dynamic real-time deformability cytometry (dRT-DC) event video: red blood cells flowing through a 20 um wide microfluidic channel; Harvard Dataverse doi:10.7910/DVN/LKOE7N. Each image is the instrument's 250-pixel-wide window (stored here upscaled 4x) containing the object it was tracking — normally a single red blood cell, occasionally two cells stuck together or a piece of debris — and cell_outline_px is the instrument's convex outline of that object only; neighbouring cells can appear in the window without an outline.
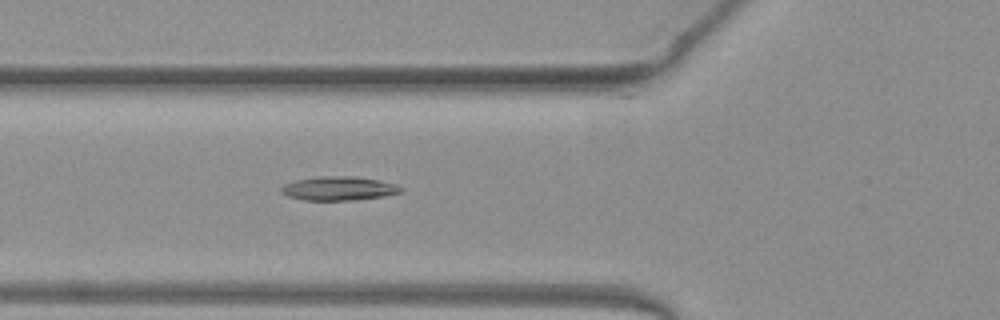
{"species": "common noctule bat (a hibernating species)", "species_latin": "Nyctalus noctula", "temperature_condition": "warm", "stored_images_in_passage": 37, "camera_frame_rate_fps": 3000, "um_per_image_px": 0.085, "animal": {"sex": "female", "body_mass_g": 19.3, "forearm_length_mm": 54.1}, "frame": {"image": 1, "passage_image": 5, "time_ms": 1.333, "image_size_px": [1000, 320], "cell_outline_px": [[404, 188], [400, 192], [384, 196], [352, 200], [304, 200], [288, 196], [280, 192], [280, 188], [284, 184], [296, 180], [320, 176], [352, 176], [376, 180], [396, 184]], "centroid_in_image_um": [28.76, 16.02], "position_along_channel_um": 97.0, "area_um2": 16.53}}
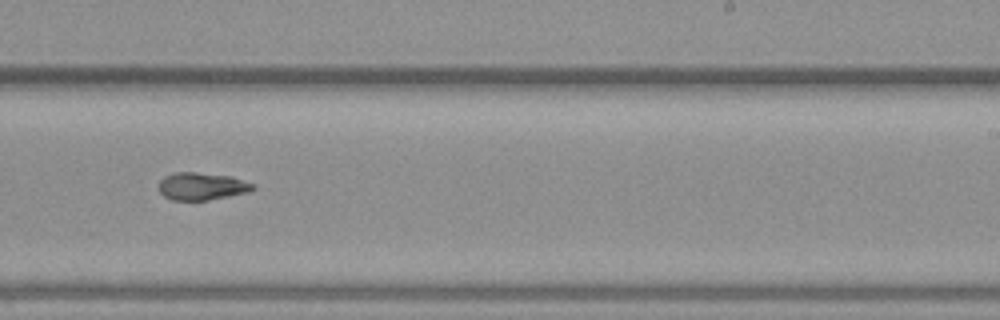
{"frame": {"image": 2, "passage_image": 18, "time_ms": 5.667, "image_size_px": [1000, 320], "cell_outline_px": [[256, 188], [248, 192], [208, 200], [172, 200], [164, 196], [160, 192], [160, 180], [164, 176], [176, 172], [196, 172], [232, 176], [256, 184]], "centroid_in_image_um": [17.19, 15.82], "position_along_channel_um": 271.8, "area_um2": 15.14}}
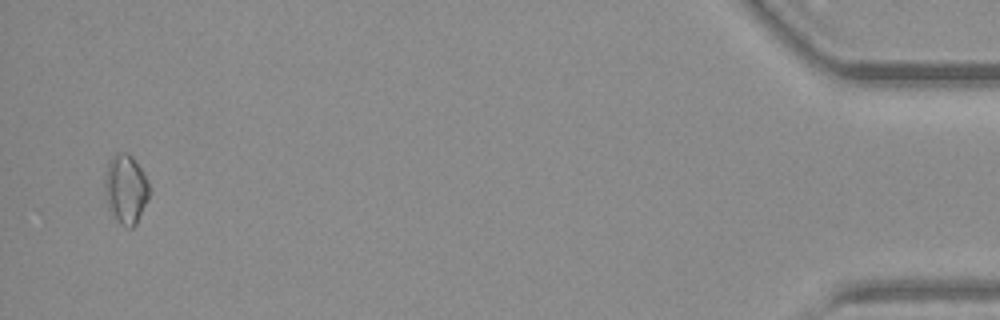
{"frame": {"image": 3, "passage_image": 36, "time_ms": 11.667, "image_size_px": [1000, 320], "cell_outline_px": [[148, 196], [136, 224], [132, 228], [128, 228], [120, 224], [112, 216], [108, 208], [104, 192], [104, 180], [108, 164], [116, 152], [128, 152], [132, 156], [140, 168], [148, 184]], "centroid_in_image_um": [10.64, 16.09], "position_along_channel_um": 424.6, "area_um2": 17.74}, "authors_computed_cell_mechanics": {"area_um2": 15.2592, "velocity_mm_per_s": 4.0343, "shape_relaxation_time_tau1_ms": null, "shape_relaxation_time_tau2_ms": 10.3334, "deformation_change_tau1": null, "deformation_change_tau2": 0.1495}}